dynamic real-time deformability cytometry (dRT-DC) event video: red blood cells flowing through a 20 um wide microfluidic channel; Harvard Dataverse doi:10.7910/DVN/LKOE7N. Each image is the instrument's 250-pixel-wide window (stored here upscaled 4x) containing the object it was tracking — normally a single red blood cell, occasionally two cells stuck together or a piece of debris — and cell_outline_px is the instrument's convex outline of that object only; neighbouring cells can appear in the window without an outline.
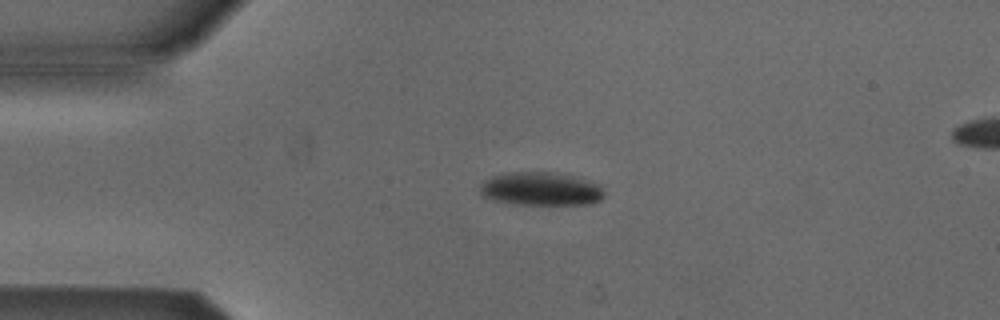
{"species": "Egyptian fruit bat (a non-hibernating species)", "species_latin": "Rousettus aegyptiacus", "temperature_condition": "cold", "stored_images_in_passage": 4, "segment_of_instrument_passage": [1, 2], "camera_frame_rate_fps": 3000, "um_per_image_px": 0.085, "animal": {"sex": "male"}, "frame": {"image": 1, "passage_image": 2, "time_ms": 1.333, "image_size_px": [1000, 320], "cell_outline_px": [[604, 196], [600, 200], [584, 204], [512, 204], [496, 200], [484, 196], [480, 192], [480, 184], [484, 180], [492, 176], [504, 172], [552, 172], [580, 176], [600, 184], [604, 192]], "centroid_in_image_um": [46.0, 16.03], "position_along_channel_um": 39.0, "area_um2": 24.39}}